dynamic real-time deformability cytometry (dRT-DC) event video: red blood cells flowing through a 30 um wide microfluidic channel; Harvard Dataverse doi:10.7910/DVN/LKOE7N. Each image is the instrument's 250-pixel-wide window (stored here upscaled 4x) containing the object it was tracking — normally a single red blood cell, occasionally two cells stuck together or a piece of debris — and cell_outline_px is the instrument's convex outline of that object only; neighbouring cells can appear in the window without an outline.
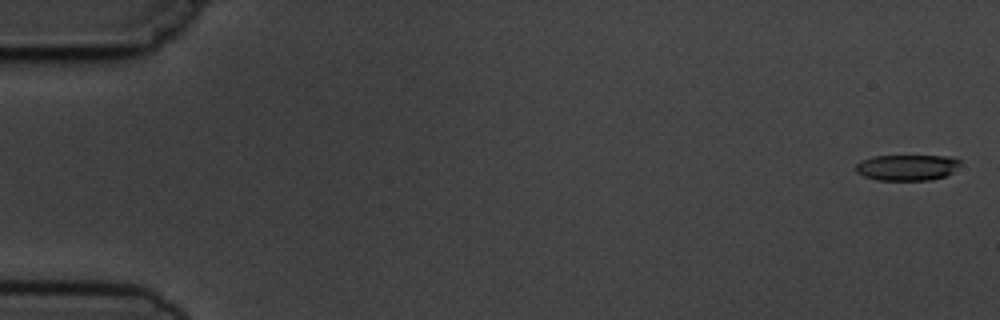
{"species": "common noctule bat (a hibernating species)", "species_latin": "Nyctalus noctula", "temperature_condition": "cold", "stored_images_in_passage": 6, "camera_frame_rate_fps": 3000, "um_per_image_px": 0.085, "animal": {"sex": "male", "body_mass_g": 19.5, "forearm_length_mm": 54.6}, "frame": {"image": 1, "passage_image": 1, "time_ms": 0.0, "image_size_px": [1000, 320], "cell_outline_px": [[960, 164], [952, 172], [944, 176], [932, 180], [876, 180], [864, 176], [856, 172], [856, 164], [860, 160], [872, 156], [948, 156], [960, 160]], "centroid_in_image_um": [77.06, 14.23], "position_along_channel_um": 7.9, "area_um2": 15.78}}